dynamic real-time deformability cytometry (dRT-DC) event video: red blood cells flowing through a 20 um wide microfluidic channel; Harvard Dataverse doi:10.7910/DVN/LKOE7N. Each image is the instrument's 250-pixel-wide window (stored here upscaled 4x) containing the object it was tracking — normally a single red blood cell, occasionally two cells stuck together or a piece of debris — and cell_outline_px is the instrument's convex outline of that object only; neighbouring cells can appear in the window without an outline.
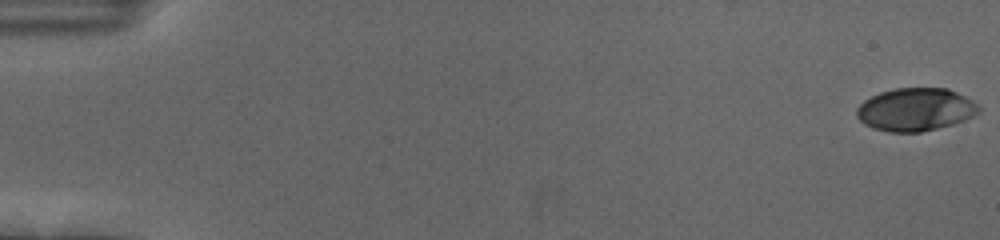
{"species": "human", "species_latin": "Homo sapiens", "temperature_condition": "cold", "stored_images_in_passage": 56, "camera_frame_rate_fps": 3000, "um_per_image_px": 0.085, "donor": {"sex": "female"}, "frame": {"image": 1, "passage_image": 1, "time_ms": 0.0, "image_size_px": [1000, 240], "cell_outline_px": [[980, 112], [964, 120], [952, 124], [920, 132], [888, 132], [872, 128], [864, 124], [856, 116], [856, 108], [864, 100], [880, 92], [896, 88], [948, 88], [972, 100], [980, 108]], "centroid_in_image_um": [77.79, 9.31], "position_along_channel_um": 7.2, "area_um2": 30.46}}
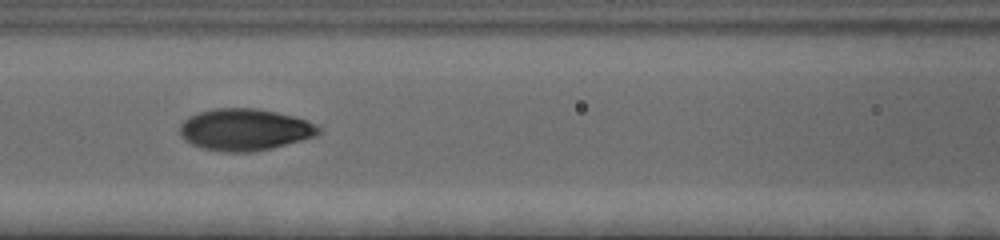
{"frame": {"image": 2, "passage_image": 26, "time_ms": 8.333, "image_size_px": [1000, 240], "cell_outline_px": [[320, 132], [316, 136], [272, 148], [248, 152], [228, 152], [200, 148], [184, 140], [180, 136], [180, 124], [188, 116], [200, 112], [216, 108], [256, 108], [276, 112], [308, 120], [316, 124], [320, 128]], "centroid_in_image_um": [20.79, 11.02], "position_along_channel_um": 145.8, "area_um2": 33.81}}
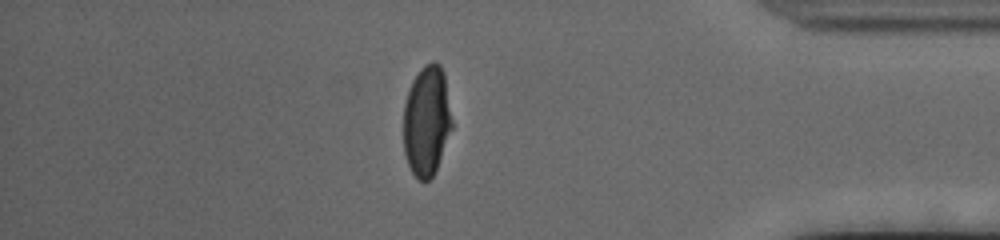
{"frame": {"image": 3, "passage_image": 49, "time_ms": 16.0, "image_size_px": [1000, 240], "cell_outline_px": [[452, 128], [436, 168], [432, 176], [428, 180], [420, 180], [412, 172], [408, 164], [404, 152], [404, 104], [412, 80], [424, 64], [432, 60], [440, 64], [444, 72], [452, 120]], "centroid_in_image_um": [36.27, 10.23], "position_along_channel_um": 398.9, "area_um2": 30.98}, "authors_computed_cell_mechanics": {"area_um2": 32.3969, "velocity_mm_per_s": 3.6839, "shape_relaxation_time_tau1_ms": 4.3332, "shape_relaxation_time_tau2_ms": 0.8845, "deformation_change_tau1": 0.1995, "deformation_change_tau2": 0.0481}}